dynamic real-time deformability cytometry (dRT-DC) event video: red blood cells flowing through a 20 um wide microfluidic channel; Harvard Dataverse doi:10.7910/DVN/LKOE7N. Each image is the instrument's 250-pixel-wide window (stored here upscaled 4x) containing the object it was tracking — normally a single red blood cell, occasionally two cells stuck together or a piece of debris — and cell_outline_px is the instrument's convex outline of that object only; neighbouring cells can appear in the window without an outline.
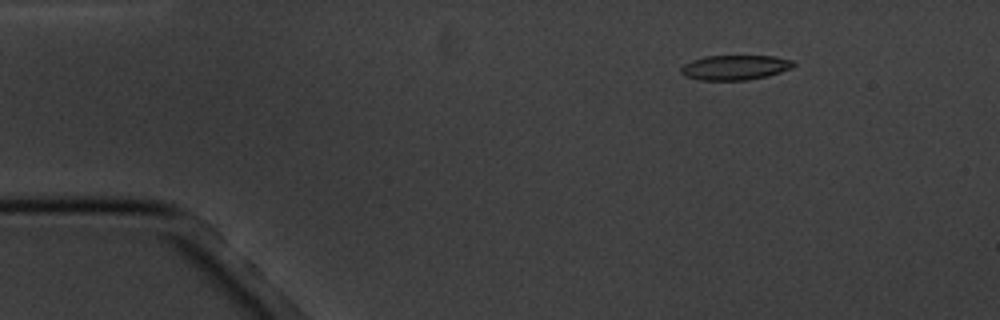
{"species": "common noctule bat (a hibernating species)", "species_latin": "Nyctalus noctula", "temperature_condition": "cold", "stored_images_in_passage": 18, "segment_of_instrument_passage": [1, 2], "camera_frame_rate_fps": 3000, "um_per_image_px": 0.085, "animal": {"sex": "male", "body_mass_g": 20.1, "forearm_length_mm": 53.5}, "frame": {"image": 1, "passage_image": 3, "time_ms": 2.333, "image_size_px": [1000, 320], "cell_outline_px": [[796, 64], [792, 68], [768, 76], [744, 80], [700, 80], [684, 76], [680, 72], [680, 68], [684, 64], [692, 60], [704, 56], [772, 56], [792, 60]], "centroid_in_image_um": [62.45, 5.73], "position_along_channel_um": 22.5, "area_um2": 16.3}}
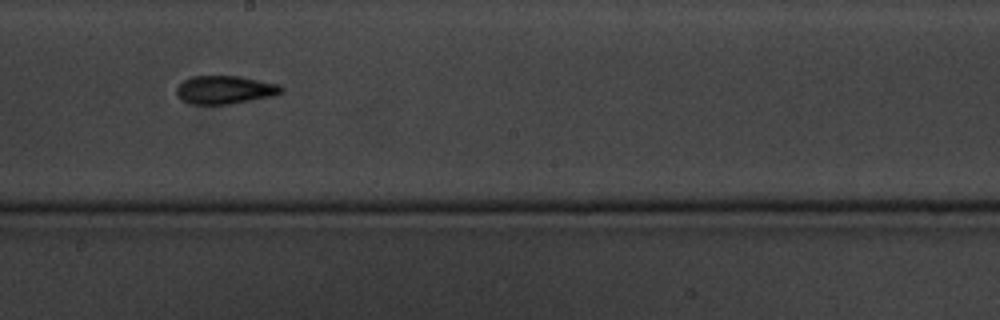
{"frame": {"image": 2, "passage_image": 10, "time_ms": 10.333, "image_size_px": [1000, 320], "cell_outline_px": [[284, 92], [272, 96], [228, 104], [192, 104], [184, 100], [176, 92], [176, 88], [184, 80], [192, 76], [240, 76], [280, 84], [284, 88]], "centroid_in_image_um": [19.17, 7.62], "position_along_channel_um": 229.0, "area_um2": 17.11}}
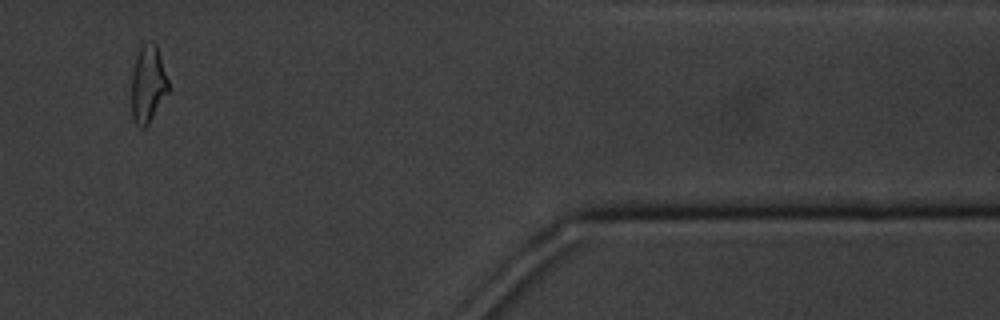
{"frame": {"image": 3, "passage_image": 15, "time_ms": 16.333, "image_size_px": [1000, 320], "cell_outline_px": [[168, 92], [148, 124], [144, 128], [140, 128], [132, 120], [132, 72], [136, 56], [140, 48], [144, 44], [152, 40], [156, 44], [168, 80]], "centroid_in_image_um": [12.56, 7.16], "position_along_channel_um": 398.8, "area_um2": 16.42}}